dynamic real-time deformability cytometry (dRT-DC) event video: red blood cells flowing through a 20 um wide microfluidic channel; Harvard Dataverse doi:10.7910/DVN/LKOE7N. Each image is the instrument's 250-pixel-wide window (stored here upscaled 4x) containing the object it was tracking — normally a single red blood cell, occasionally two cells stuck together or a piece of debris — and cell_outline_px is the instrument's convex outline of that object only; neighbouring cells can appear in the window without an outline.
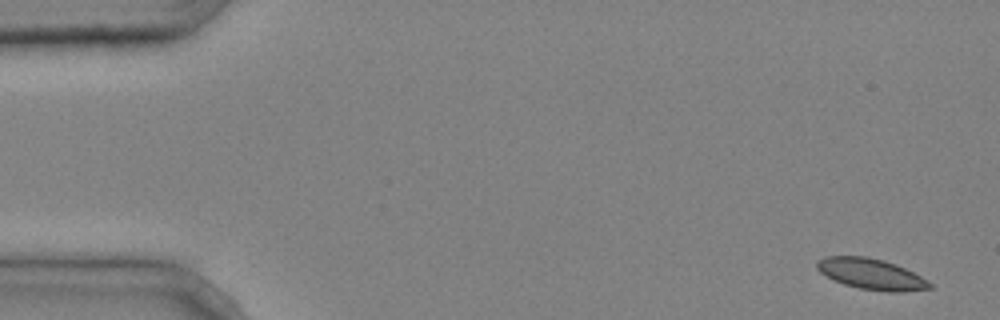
{"species": "common noctule bat (a hibernating species)", "species_latin": "Nyctalus noctula", "temperature_condition": "cold", "stored_images_in_passage": 4, "camera_frame_rate_fps": 3000, "um_per_image_px": 0.085, "animal": {"sex": "male", "body_mass_g": 20.4}, "frame": {"image": 1, "passage_image": 1, "time_ms": 0.0, "image_size_px": [1000, 320], "cell_outline_px": [[932, 288], [900, 292], [888, 292], [860, 288], [844, 284], [820, 272], [816, 268], [816, 260], [824, 256], [868, 256], [884, 260], [896, 264], [920, 276], [932, 284]], "centroid_in_image_um": [74.03, 23.28], "position_along_channel_um": 11.0, "area_um2": 20.17}}
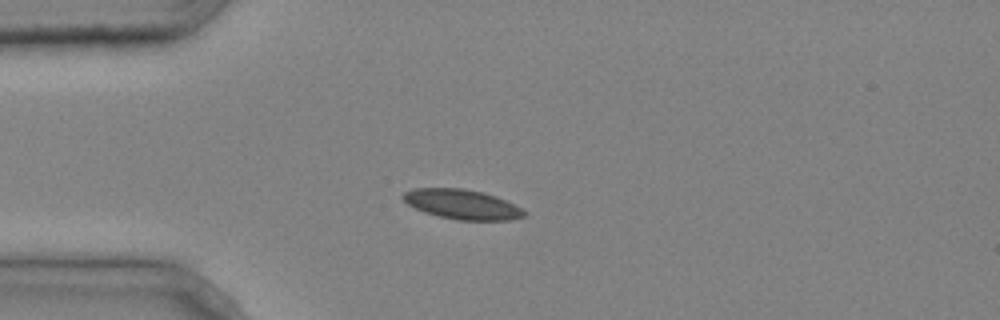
{"frame": {"image": 2, "passage_image": 3, "time_ms": 0.667, "image_size_px": [1000, 320], "cell_outline_px": [[528, 212], [524, 216], [512, 220], [456, 220], [424, 212], [408, 204], [400, 196], [404, 192], [412, 188], [464, 188], [484, 192], [496, 196]], "centroid_in_image_um": [39.26, 17.36], "position_along_channel_um": 45.7, "area_um2": 20.98}}